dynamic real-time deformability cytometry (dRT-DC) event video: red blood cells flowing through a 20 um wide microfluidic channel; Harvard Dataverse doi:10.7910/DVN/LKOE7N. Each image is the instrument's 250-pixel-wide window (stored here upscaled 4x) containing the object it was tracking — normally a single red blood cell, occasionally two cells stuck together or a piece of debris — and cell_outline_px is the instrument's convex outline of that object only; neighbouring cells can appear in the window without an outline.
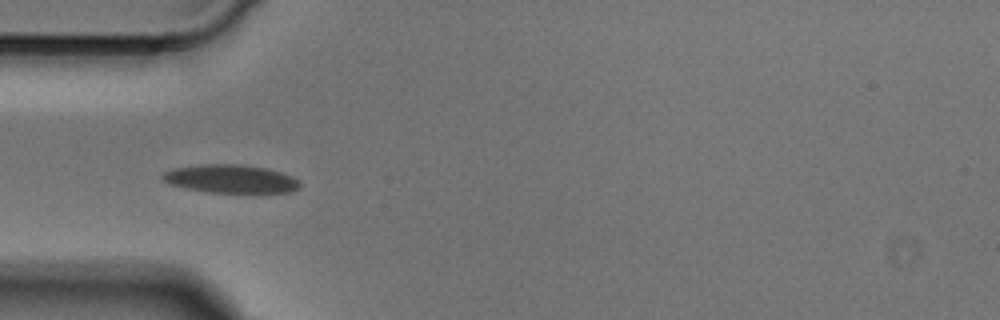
{"species": "Egyptian fruit bat (a non-hibernating species)", "species_latin": "Rousettus aegyptiacus", "temperature_condition": "cold", "stored_images_in_passage": 36, "camera_frame_rate_fps": 3000, "um_per_image_px": 0.085, "animal": {"sex": "male"}, "frame": {"image": 1, "passage_image": 1, "time_ms": 0.0, "image_size_px": [1000, 320], "cell_outline_px": [[300, 188], [292, 192], [208, 192], [168, 184], [160, 176], [164, 172], [172, 168], [200, 164], [240, 164], [268, 168], [292, 176], [300, 184]], "centroid_in_image_um": [19.59, 15.19], "position_along_channel_um": 65.4, "area_um2": 22.6}}
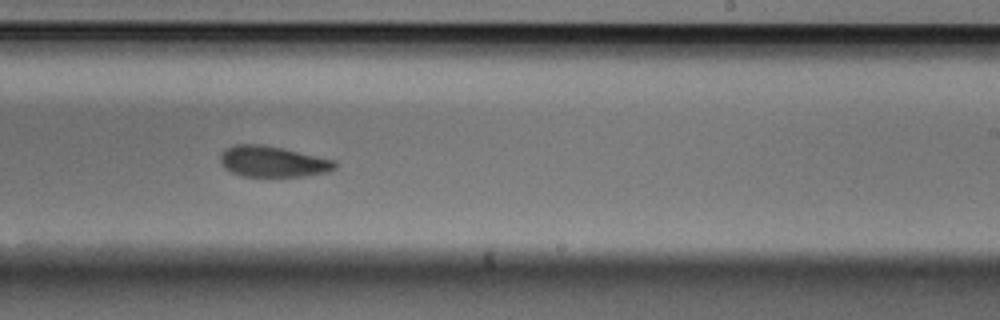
{"frame": {"image": 2, "passage_image": 16, "time_ms": 5.0, "image_size_px": [1000, 320], "cell_outline_px": [[336, 168], [328, 172], [304, 176], [244, 176], [232, 172], [224, 168], [220, 160], [220, 152], [224, 148], [232, 144], [264, 144], [284, 148], [336, 160]], "centroid_in_image_um": [23.17, 13.71], "position_along_channel_um": 265.8, "area_um2": 20.92}}
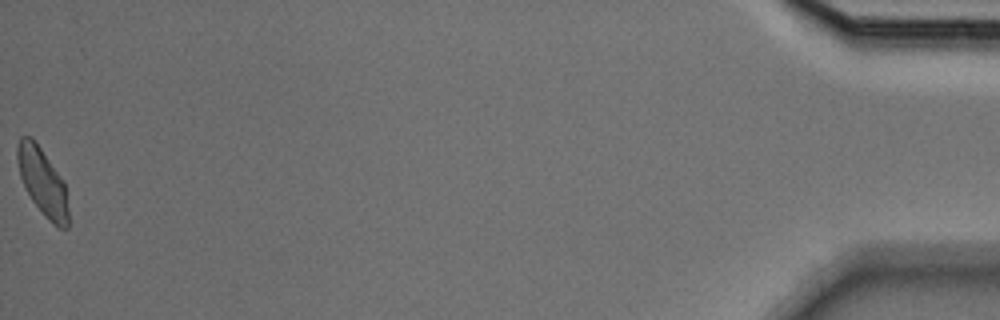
{"frame": {"image": 3, "passage_image": 36, "time_ms": 11.667, "image_size_px": [1000, 320], "cell_outline_px": [[68, 228], [60, 228], [44, 216], [32, 200], [20, 176], [16, 160], [16, 148], [20, 136], [32, 136], [64, 180], [68, 208]], "centroid_in_image_um": [3.61, 15.42], "position_along_channel_um": 431.6, "area_um2": 20.0}}